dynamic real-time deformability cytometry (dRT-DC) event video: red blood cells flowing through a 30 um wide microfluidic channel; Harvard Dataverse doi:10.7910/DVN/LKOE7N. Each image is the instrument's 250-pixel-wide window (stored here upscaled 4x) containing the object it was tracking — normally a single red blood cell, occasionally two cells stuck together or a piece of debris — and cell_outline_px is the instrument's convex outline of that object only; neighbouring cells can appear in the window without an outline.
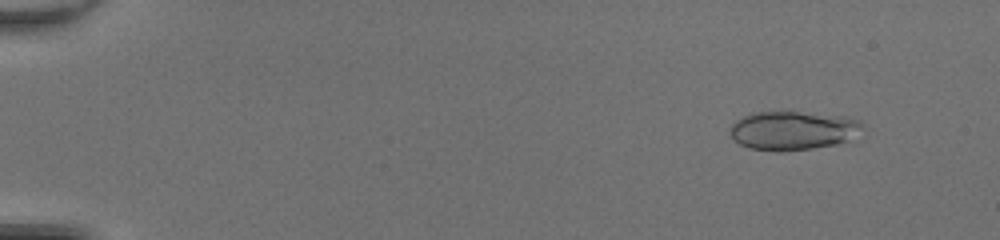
{"species": "common noctule bat (a hibernating species)", "species_latin": "Nyctalus noctula", "temperature_condition": "room temperature", "stored_images_in_passage": 49, "camera_frame_rate_fps": 3000, "um_per_image_px": 0.085, "animal": {"sex": "female", "body_mass_g": 20.0, "forearm_length_mm": 54.0}, "frame": {"image": 1, "passage_image": 5, "time_ms": 1.333, "image_size_px": [1000, 240], "cell_outline_px": [[864, 128], [848, 140], [836, 144], [812, 148], [780, 152], [776, 152], [752, 148], [740, 144], [728, 132], [732, 124], [736, 120], [752, 112], [800, 112], [844, 116], [860, 120], [864, 124]], "centroid_in_image_um": [67.4, 11.09], "position_along_channel_um": 17.6, "area_um2": 29.94}}
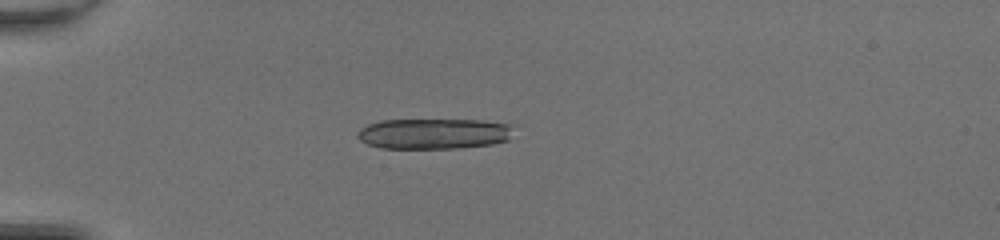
{"frame": {"image": 2, "passage_image": 15, "time_ms": 4.667, "image_size_px": [1000, 240], "cell_outline_px": [[512, 124], [508, 140], [492, 144], [456, 148], [380, 148], [368, 144], [360, 140], [356, 136], [360, 128], [368, 124], [380, 120], [480, 120]], "centroid_in_image_um": [36.83, 11.36], "position_along_channel_um": 48.2, "area_um2": 27.74}, "authors_computed_cell_mechanics": {"area_um2": 28.3798, "velocity_mm_per_s": 4.2743, "shape_relaxation_time_tau1_ms": 0.5325, "shape_relaxation_time_tau2_ms": null, "deformation_change_tau1": 0.2869, "deformation_change_tau2": null}}